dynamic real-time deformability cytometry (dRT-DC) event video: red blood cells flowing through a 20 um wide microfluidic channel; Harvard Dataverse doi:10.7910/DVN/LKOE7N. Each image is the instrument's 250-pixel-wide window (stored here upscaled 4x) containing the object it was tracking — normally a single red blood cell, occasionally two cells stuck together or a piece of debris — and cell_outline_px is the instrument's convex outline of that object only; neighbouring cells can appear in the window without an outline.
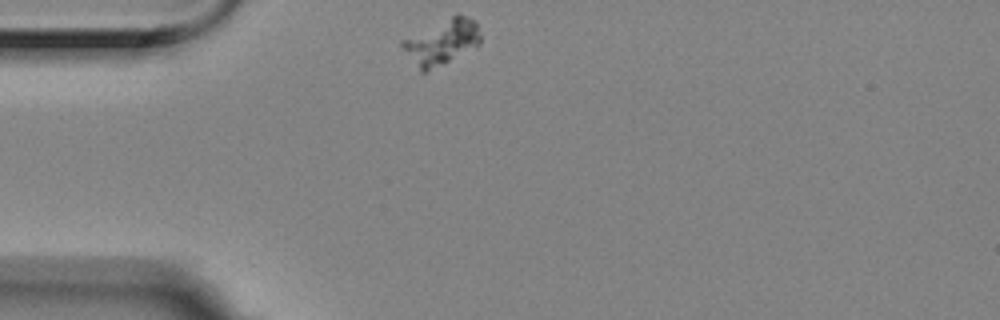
{"species": "Egyptian fruit bat (a non-hibernating species)", "species_latin": "Rousettus aegyptiacus", "temperature_condition": "room temperature", "stored_images_in_passage": 46, "camera_frame_rate_fps": 3000, "um_per_image_px": 0.085, "animal": {"sex": "female"}, "frame": {"image": 1, "passage_image": 1, "time_ms": 0.0, "image_size_px": [1000, 320], "cell_outline_px": [[480, 44], [476, 48], [428, 72], [420, 72], [400, 44], [400, 40], [456, 12], [472, 20], [476, 24], [480, 36]], "centroid_in_image_um": [37.54, 3.58], "position_along_channel_um": 47.5, "area_um2": 20.81}}
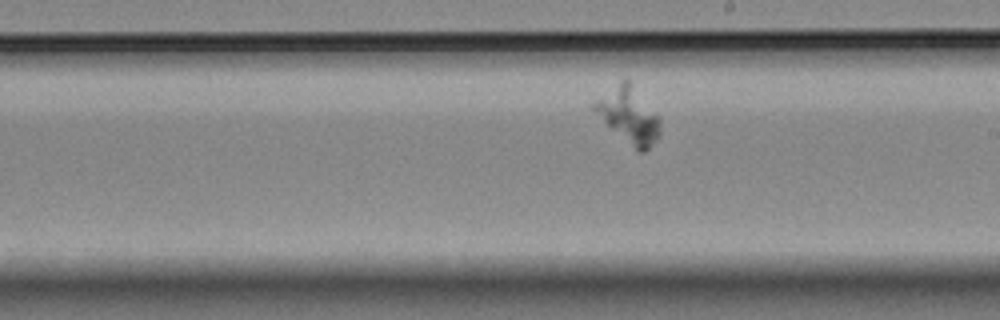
{"frame": {"image": 2, "passage_image": 20, "time_ms": 6.333, "image_size_px": [1000, 320], "cell_outline_px": [[660, 136], [644, 152], [640, 152], [608, 128], [588, 108], [596, 100], [624, 76], [628, 76], [660, 120]], "centroid_in_image_um": [53.38, 9.75], "position_along_channel_um": 235.6, "area_um2": 21.79}}
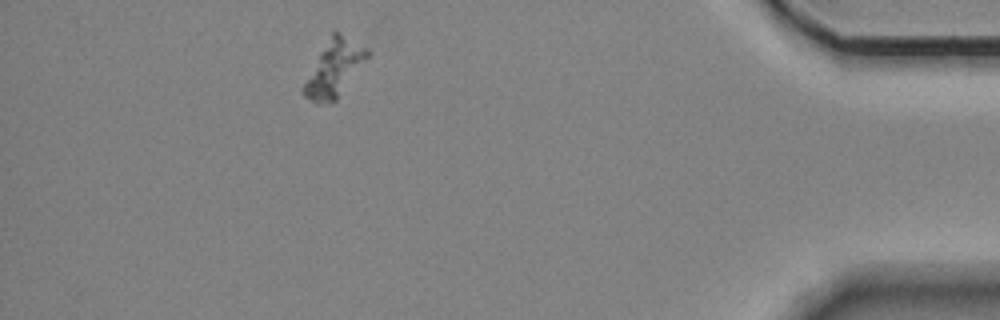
{"frame": {"image": 3, "passage_image": 40, "time_ms": 13.0, "image_size_px": [1000, 320], "cell_outline_px": [[372, 56], [336, 100], [320, 104], [316, 104], [304, 96], [300, 92], [300, 88], [320, 52], [332, 32], [340, 32], [368, 48], [372, 52]], "centroid_in_image_um": [28.45, 5.83], "position_along_channel_um": 406.8, "area_um2": 21.33}}